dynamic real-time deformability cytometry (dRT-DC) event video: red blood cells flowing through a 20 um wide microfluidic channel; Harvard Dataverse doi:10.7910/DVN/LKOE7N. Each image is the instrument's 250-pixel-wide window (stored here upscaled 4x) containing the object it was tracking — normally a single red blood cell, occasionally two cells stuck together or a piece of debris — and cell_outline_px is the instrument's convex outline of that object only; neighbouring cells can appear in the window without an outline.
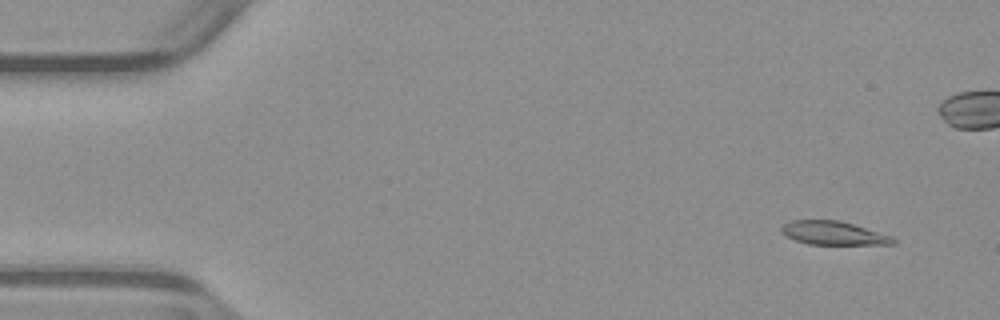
{"species": "common noctule bat (a hibernating species)", "species_latin": "Nyctalus noctula", "temperature_condition": "warm", "stored_images_in_passage": 54, "camera_frame_rate_fps": 3000, "um_per_image_px": 0.085, "animal": {"sex": "male", "body_mass_g": 23.1, "forearm_length_mm": 52.7}, "frame": {"image": 1, "passage_image": 4, "time_ms": 1.0, "image_size_px": [1000, 320], "cell_outline_px": [[896, 244], [808, 244], [796, 240], [780, 232], [780, 228], [784, 224], [792, 220], [840, 220], [892, 236], [896, 240]], "centroid_in_image_um": [70.84, 19.81], "position_along_channel_um": 14.2, "area_um2": 15.2}}
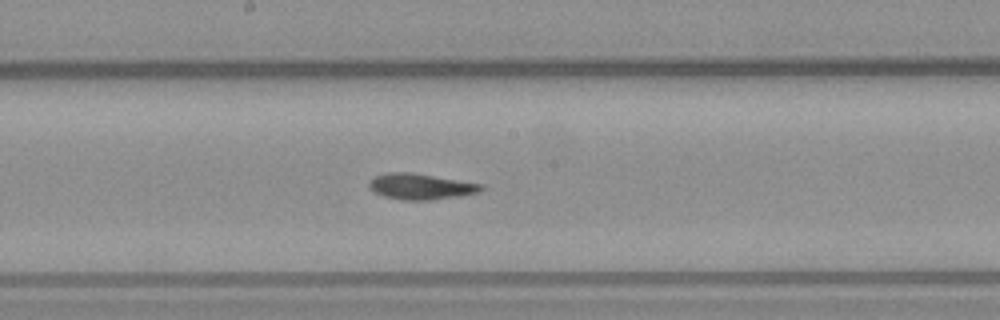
{"frame": {"image": 2, "passage_image": 28, "time_ms": 9.0, "image_size_px": [1000, 320], "cell_outline_px": [[484, 188], [476, 192], [460, 196], [428, 200], [404, 200], [384, 196], [376, 192], [368, 184], [368, 180], [372, 176], [388, 172], [412, 172], [484, 184]], "centroid_in_image_um": [35.74, 15.83], "position_along_channel_um": 212.5, "area_um2": 16.88}}
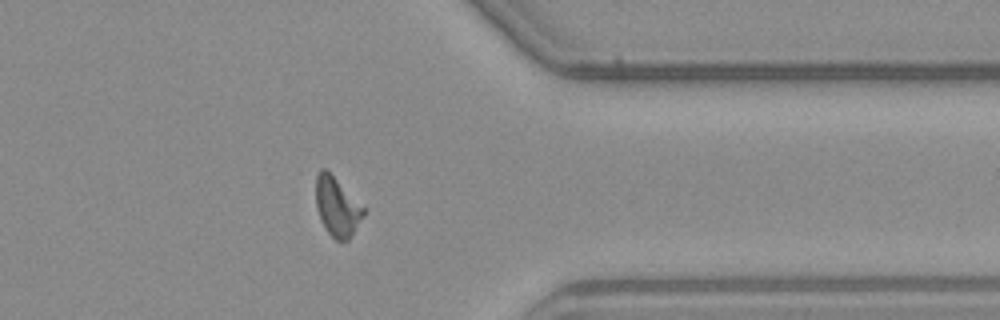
{"frame": {"image": 3, "passage_image": 42, "time_ms": 13.667, "image_size_px": [1000, 320], "cell_outline_px": [[368, 208], [364, 216], [348, 240], [336, 240], [324, 228], [320, 220], [316, 208], [316, 176], [320, 168], [324, 168]], "centroid_in_image_um": [28.68, 17.57], "position_along_channel_um": 382.7, "area_um2": 16.65}, "authors_computed_cell_mechanics": {"area_um2": 16.5597, "velocity_mm_per_s": 3.9158, "shape_relaxation_time_tau1_ms": 4.3637, "shape_relaxation_time_tau2_ms": 2.2027, "deformation_change_tau1": 0.1957, "deformation_change_tau2": 0.1008}}